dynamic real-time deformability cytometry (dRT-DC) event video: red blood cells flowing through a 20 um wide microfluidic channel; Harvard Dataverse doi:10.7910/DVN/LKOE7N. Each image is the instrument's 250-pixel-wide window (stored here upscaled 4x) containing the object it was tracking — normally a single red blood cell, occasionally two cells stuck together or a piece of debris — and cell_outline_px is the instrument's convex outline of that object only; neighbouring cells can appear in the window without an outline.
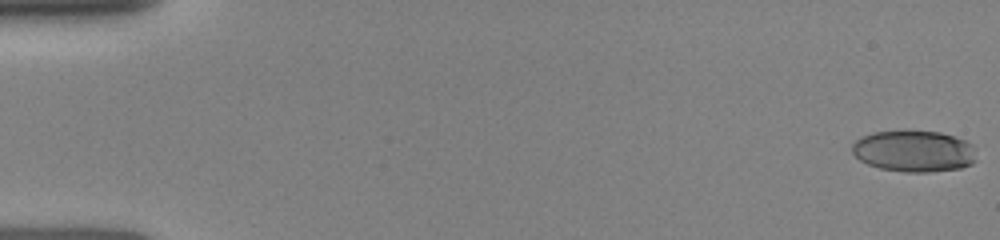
{"species": "human", "species_latin": "Homo sapiens", "temperature_condition": "room temperature", "stored_images_in_passage": 73, "camera_frame_rate_fps": 3000, "um_per_image_px": 0.085, "donor": {"sex": "female"}, "frame": {"image": 1, "passage_image": 1, "time_ms": 0.0, "image_size_px": [1000, 240], "cell_outline_px": [[976, 160], [972, 164], [960, 168], [928, 172], [904, 172], [880, 168], [868, 164], [860, 160], [852, 152], [852, 144], [860, 136], [872, 132], [940, 132], [964, 140], [972, 144]], "centroid_in_image_um": [77.67, 12.86], "position_along_channel_um": 7.3, "area_um2": 29.71}}
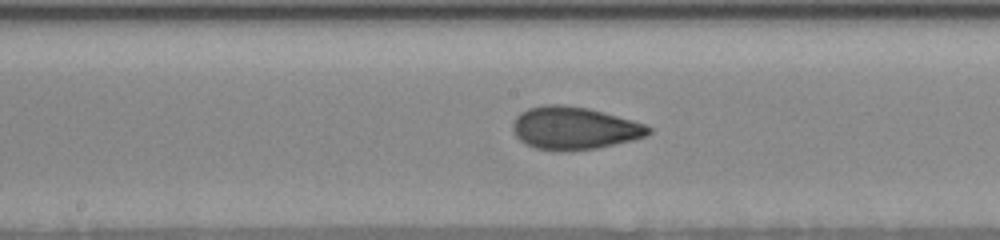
{"frame": {"image": 2, "passage_image": 39, "time_ms": 8.333, "image_size_px": [1000, 240], "cell_outline_px": [[652, 132], [644, 136], [632, 140], [596, 148], [536, 148], [524, 144], [512, 132], [512, 120], [520, 112], [528, 108], [544, 104], [564, 104], [588, 108], [604, 112], [632, 120], [644, 124], [652, 128]], "centroid_in_image_um": [48.78, 10.84], "position_along_channel_um": 199.4, "area_um2": 33.18}}
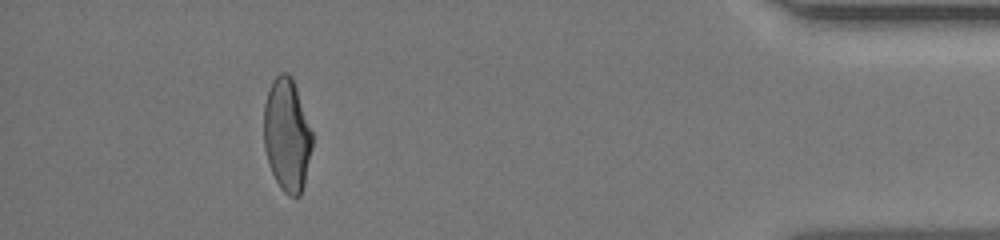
{"frame": {"image": 3, "passage_image": 69, "time_ms": 14.667, "image_size_px": [1000, 240], "cell_outline_px": [[312, 144], [304, 184], [300, 196], [288, 196], [280, 188], [268, 164], [264, 148], [264, 104], [272, 80], [280, 72], [288, 72], [292, 76], [312, 132]], "centroid_in_image_um": [24.38, 11.47], "position_along_channel_um": 410.8, "area_um2": 31.79}}